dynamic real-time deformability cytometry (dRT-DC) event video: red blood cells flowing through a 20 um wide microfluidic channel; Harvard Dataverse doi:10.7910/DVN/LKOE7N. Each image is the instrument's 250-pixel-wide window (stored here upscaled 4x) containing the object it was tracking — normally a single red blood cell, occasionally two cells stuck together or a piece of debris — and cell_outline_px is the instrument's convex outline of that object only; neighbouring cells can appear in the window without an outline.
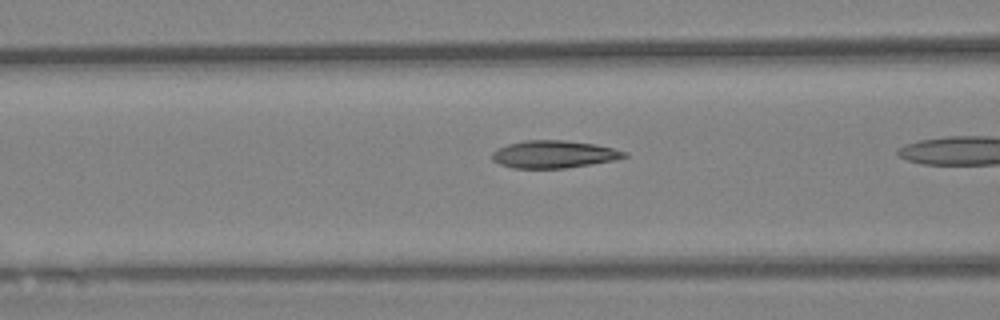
{"species": "Egyptian fruit bat (a non-hibernating species)", "species_latin": "Rousettus aegyptiacus", "temperature_condition": "warm", "stored_images_in_passage": 8, "camera_frame_rate_fps": 3000, "um_per_image_px": 0.085, "animal": {"sex": "female"}, "frame": {"image": 1, "passage_image": 7, "time_ms": 2.0, "image_size_px": [1000, 320], "cell_outline_px": [[628, 156], [612, 160], [564, 168], [512, 168], [500, 164], [492, 160], [492, 152], [496, 148], [508, 144], [524, 140], [564, 140], [596, 144], [628, 152]], "centroid_in_image_um": [47.03, 13.1], "position_along_channel_um": 119.6, "area_um2": 21.1}}